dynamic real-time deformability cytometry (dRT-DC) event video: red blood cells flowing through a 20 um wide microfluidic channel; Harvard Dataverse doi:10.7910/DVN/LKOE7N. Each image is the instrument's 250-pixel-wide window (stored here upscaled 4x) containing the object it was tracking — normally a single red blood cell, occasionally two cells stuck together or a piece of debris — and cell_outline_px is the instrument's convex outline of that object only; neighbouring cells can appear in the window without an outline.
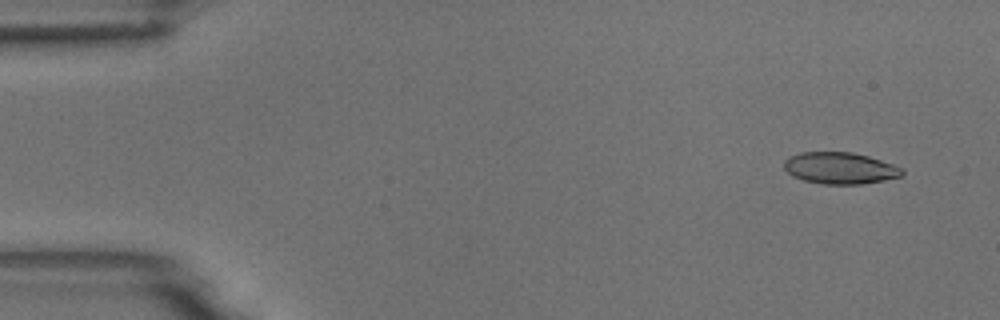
{"species": "common noctule bat (a hibernating species)", "species_latin": "Nyctalus noctula", "temperature_condition": "room temperature", "stored_images_in_passage": 55, "camera_frame_rate_fps": 3000, "um_per_image_px": 0.085, "animal": {"sex": "male", "body_mass_g": 18.8}, "frame": {"image": 1, "passage_image": 4, "time_ms": 1.0, "image_size_px": [1000, 320], "cell_outline_px": [[904, 176], [884, 180], [860, 184], [824, 184], [804, 180], [792, 176], [784, 168], [784, 160], [788, 156], [800, 152], [852, 152], [868, 156], [904, 168]], "centroid_in_image_um": [71.4, 14.28], "position_along_channel_um": 13.6, "area_um2": 21.85}}
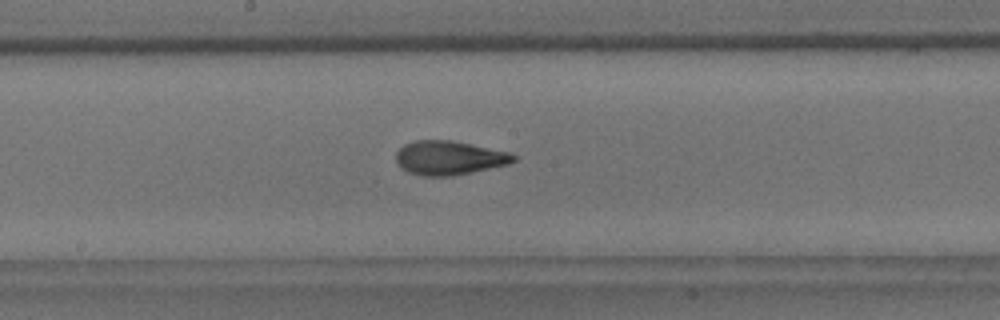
{"frame": {"image": 2, "passage_image": 29, "time_ms": 9.333, "image_size_px": [1000, 320], "cell_outline_px": [[516, 160], [508, 164], [452, 176], [424, 176], [408, 172], [400, 168], [396, 164], [396, 152], [404, 144], [416, 140], [452, 140], [508, 152], [516, 156]], "centroid_in_image_um": [38.13, 13.42], "position_along_channel_um": 210.1, "area_um2": 23.24}}
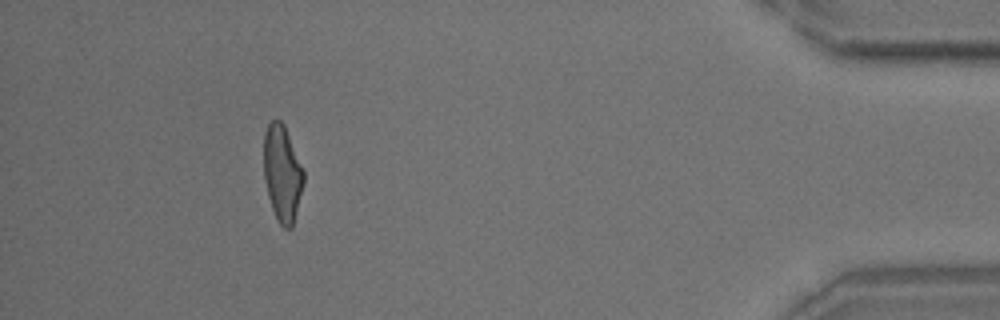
{"frame": {"image": 3, "passage_image": 50, "time_ms": 16.333, "image_size_px": [1000, 320], "cell_outline_px": [[304, 184], [292, 228], [284, 228], [276, 220], [268, 196], [264, 176], [264, 132], [268, 124], [272, 120], [280, 120], [284, 124], [304, 168]], "centroid_in_image_um": [24.01, 14.73], "position_along_channel_um": 411.2, "area_um2": 22.6}, "authors_computed_cell_mechanics": {"area_um2": 22.6576, "velocity_mm_per_s": 3.7091, "shape_relaxation_time_tau1_ms": 7.1854, "shape_relaxation_time_tau2_ms": 1.607, "deformation_change_tau1": 0.2246, "deformation_change_tau2": 0.0929}}